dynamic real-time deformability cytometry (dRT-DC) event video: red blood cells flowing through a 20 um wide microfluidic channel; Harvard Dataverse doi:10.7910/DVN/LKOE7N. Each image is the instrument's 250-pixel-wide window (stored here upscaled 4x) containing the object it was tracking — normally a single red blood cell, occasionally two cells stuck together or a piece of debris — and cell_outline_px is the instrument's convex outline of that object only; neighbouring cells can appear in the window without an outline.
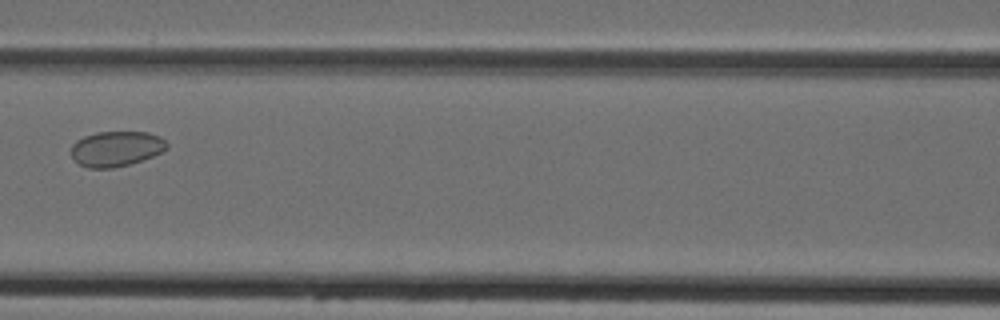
{"species": "Egyptian fruit bat (a non-hibernating species)", "species_latin": "Rousettus aegyptiacus", "temperature_condition": "cold", "stored_images_in_passage": 7, "camera_frame_rate_fps": 3000, "um_per_image_px": 0.085, "animal": {"sex": "female"}, "frame": {"image": 1, "passage_image": 7, "time_ms": 8.0, "image_size_px": [1000, 320], "cell_outline_px": [[168, 148], [152, 156], [132, 164], [112, 168], [88, 168], [80, 164], [72, 156], [72, 144], [76, 140], [84, 136], [96, 132], [148, 132], [160, 136], [168, 144]], "centroid_in_image_um": [9.88, 12.64], "position_along_channel_um": 156.7, "area_um2": 19.65}}